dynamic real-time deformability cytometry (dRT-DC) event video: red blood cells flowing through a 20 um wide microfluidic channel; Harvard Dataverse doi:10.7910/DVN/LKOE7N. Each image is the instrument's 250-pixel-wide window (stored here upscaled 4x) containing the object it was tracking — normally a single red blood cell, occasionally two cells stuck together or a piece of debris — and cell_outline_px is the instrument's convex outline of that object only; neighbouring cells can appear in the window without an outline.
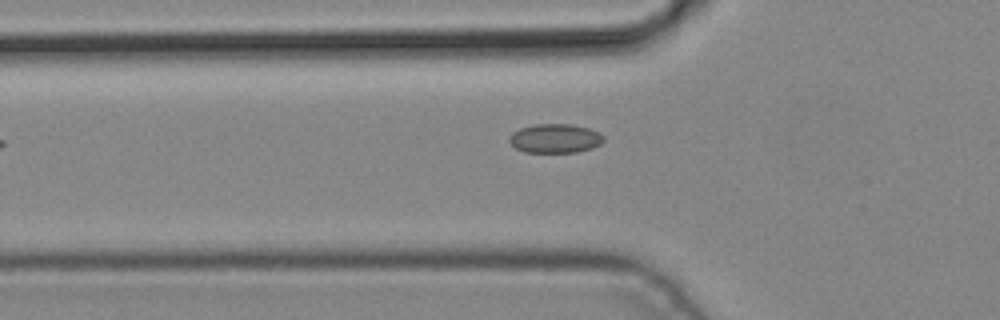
{"species": "common noctule bat (a hibernating species)", "species_latin": "Nyctalus noctula", "temperature_condition": "cold", "stored_images_in_passage": 4, "camera_frame_rate_fps": 3000, "um_per_image_px": 0.085, "animal": {"sex": "male", "body_mass_g": 19.2, "forearm_length_mm": 51.8}, "frame": {"image": 1, "passage_image": 4, "time_ms": 1.0, "image_size_px": [1000, 320], "cell_outline_px": [[604, 140], [600, 144], [592, 148], [576, 152], [524, 152], [516, 148], [508, 140], [508, 136], [512, 132], [520, 128], [532, 124], [572, 124], [588, 128], [600, 132], [604, 136]], "centroid_in_image_um": [47.17, 11.75], "position_along_channel_um": 78.6, "area_um2": 16.13}}